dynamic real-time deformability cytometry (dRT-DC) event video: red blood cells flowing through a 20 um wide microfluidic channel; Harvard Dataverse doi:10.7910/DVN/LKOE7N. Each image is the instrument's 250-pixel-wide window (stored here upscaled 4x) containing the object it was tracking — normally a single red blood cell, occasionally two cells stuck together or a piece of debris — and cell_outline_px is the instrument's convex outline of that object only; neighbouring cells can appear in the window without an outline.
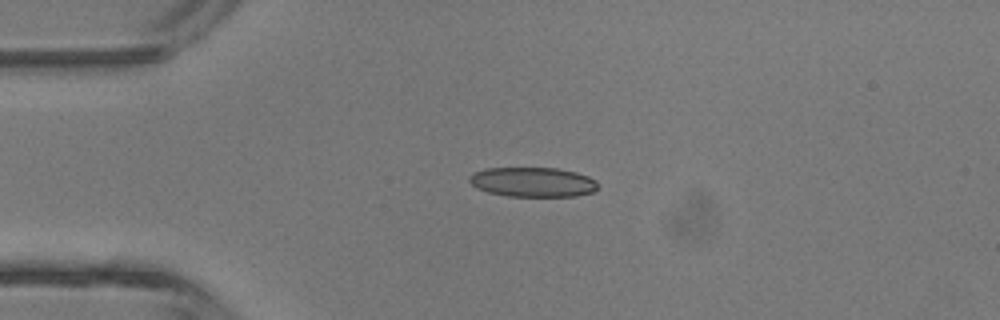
{"species": "common noctule bat (a hibernating species)", "species_latin": "Nyctalus noctula", "temperature_condition": "room temperature", "stored_images_in_passage": 5, "camera_frame_rate_fps": 3000, "um_per_image_px": 0.085, "animal": {"sex": "male", "body_mass_g": 13.3}, "frame": {"image": 1, "passage_image": 3, "time_ms": 2.333, "image_size_px": [1000, 320], "cell_outline_px": [[600, 188], [592, 192], [576, 196], [508, 196], [488, 192], [476, 188], [468, 180], [468, 176], [472, 172], [484, 168], [556, 168], [576, 172], [588, 176], [596, 180]], "centroid_in_image_um": [45.28, 15.47], "position_along_channel_um": 39.7, "area_um2": 22.43}}
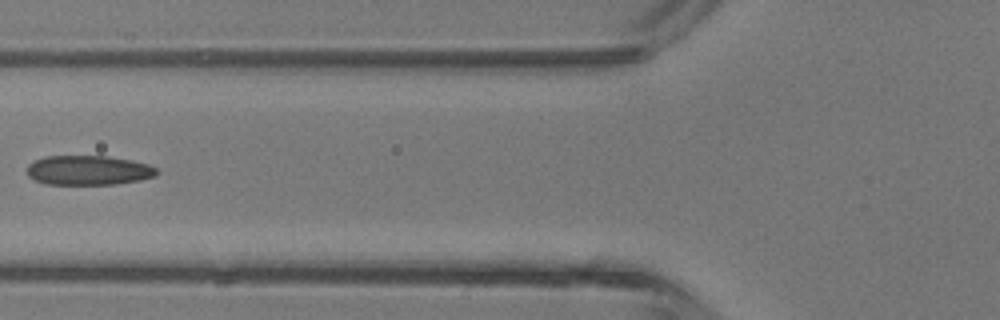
{"frame": {"image": 2, "passage_image": 5, "time_ms": 4.667, "image_size_px": [1000, 320], "cell_outline_px": [[156, 176], [140, 180], [116, 184], [44, 184], [28, 176], [28, 164], [32, 160], [44, 156], [108, 156], [132, 160], [148, 164], [156, 168]], "centroid_in_image_um": [7.5, 14.47], "position_along_channel_um": 118.3, "area_um2": 22.43}}